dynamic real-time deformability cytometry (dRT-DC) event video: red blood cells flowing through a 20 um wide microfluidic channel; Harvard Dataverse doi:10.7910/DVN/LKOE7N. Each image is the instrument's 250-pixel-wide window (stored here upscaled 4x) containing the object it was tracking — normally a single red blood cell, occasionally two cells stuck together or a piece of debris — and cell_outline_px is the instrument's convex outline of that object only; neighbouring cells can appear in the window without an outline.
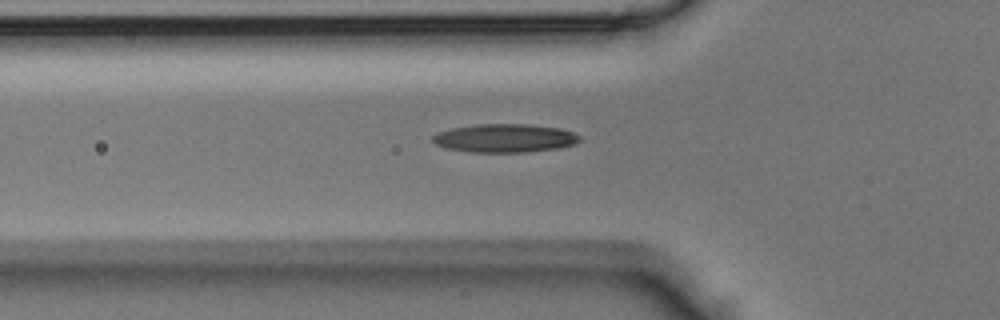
{"species": "Egyptian fruit bat (a non-hibernating species)", "species_latin": "Rousettus aegyptiacus", "temperature_condition": "room temperature", "stored_images_in_passage": 33, "camera_frame_rate_fps": 3000, "um_per_image_px": 0.085, "animal": {"sex": "male"}, "frame": {"image": 1, "passage_image": 10, "time_ms": 3.0, "image_size_px": [1000, 320], "cell_outline_px": [[584, 140], [576, 144], [556, 148], [528, 152], [472, 152], [448, 148], [432, 144], [432, 136], [440, 132], [452, 128], [476, 124], [528, 124], [560, 128], [572, 132], [580, 136]], "centroid_in_image_um": [42.93, 11.74], "position_along_channel_um": 82.9, "area_um2": 24.45}}
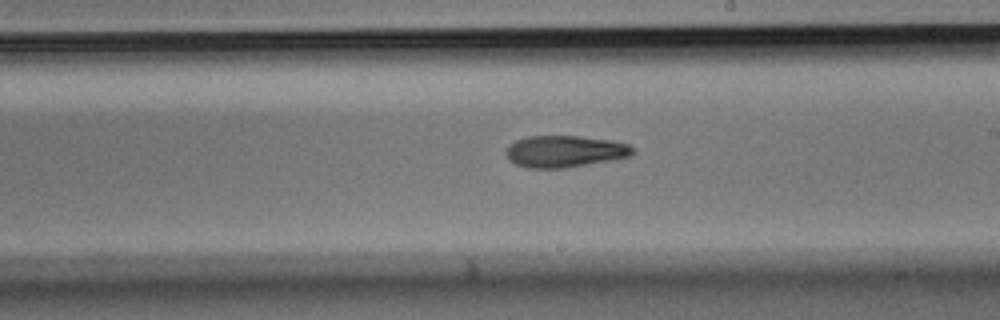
{"frame": {"image": 2, "passage_image": 20, "time_ms": 6.333, "image_size_px": [1000, 320], "cell_outline_px": [[636, 152], [632, 156], [612, 160], [564, 168], [528, 168], [516, 164], [508, 160], [504, 152], [508, 144], [516, 140], [528, 136], [576, 136], [612, 140], [628, 144], [636, 148]], "centroid_in_image_um": [48.01, 12.87], "position_along_channel_um": 241.0, "area_um2": 23.76}}
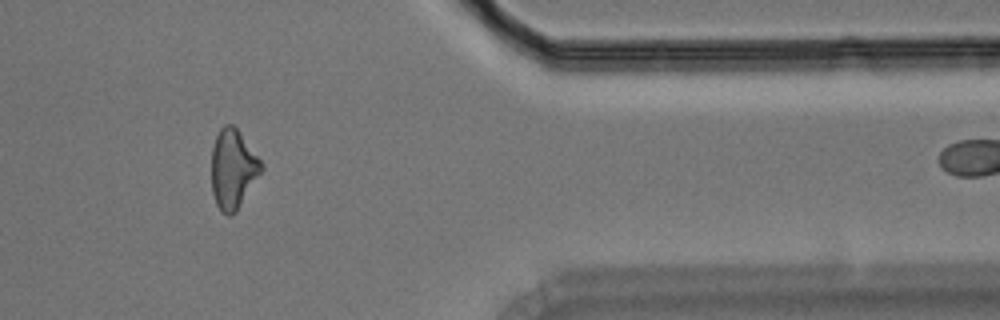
{"frame": {"image": 3, "passage_image": 31, "time_ms": 10.0, "image_size_px": [1000, 320], "cell_outline_px": [[264, 168], [236, 212], [232, 216], [228, 216], [216, 204], [212, 192], [212, 148], [216, 136], [220, 128], [224, 124], [232, 124], [236, 128], [264, 164]], "centroid_in_image_um": [19.81, 14.37], "position_along_channel_um": 391.6, "area_um2": 22.89}}